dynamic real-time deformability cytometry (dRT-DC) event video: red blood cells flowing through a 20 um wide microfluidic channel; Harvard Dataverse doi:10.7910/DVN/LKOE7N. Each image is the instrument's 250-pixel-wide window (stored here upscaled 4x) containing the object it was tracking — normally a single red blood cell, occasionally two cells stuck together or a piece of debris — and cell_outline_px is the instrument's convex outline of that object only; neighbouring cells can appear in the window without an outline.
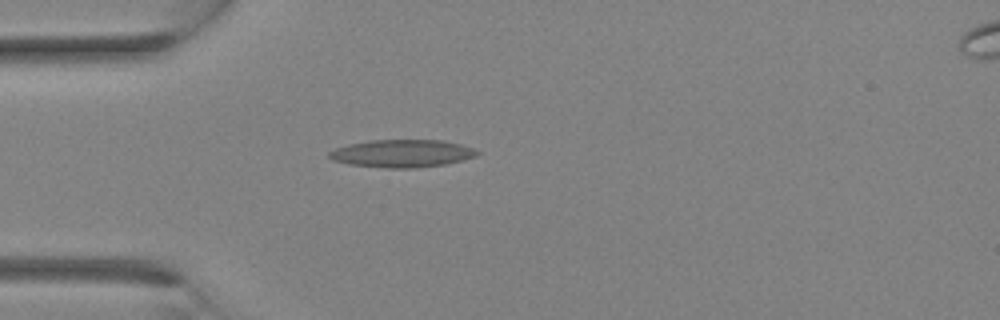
{"species": "Egyptian fruit bat (a non-hibernating species)", "species_latin": "Rousettus aegyptiacus", "temperature_condition": "room temperature", "stored_images_in_passage": 2, "camera_frame_rate_fps": 3000, "um_per_image_px": 0.085, "animal": {"sex": "female"}, "frame": {"image": 1, "passage_image": 1, "time_ms": 0.0, "image_size_px": [1000, 320], "cell_outline_px": [[480, 152], [476, 156], [444, 164], [416, 168], [388, 168], [348, 164], [332, 160], [328, 156], [328, 152], [336, 148], [348, 144], [368, 140], [444, 140], [460, 144], [472, 148]], "centroid_in_image_um": [34.14, 13.04], "position_along_channel_um": 50.9, "area_um2": 23.81}}